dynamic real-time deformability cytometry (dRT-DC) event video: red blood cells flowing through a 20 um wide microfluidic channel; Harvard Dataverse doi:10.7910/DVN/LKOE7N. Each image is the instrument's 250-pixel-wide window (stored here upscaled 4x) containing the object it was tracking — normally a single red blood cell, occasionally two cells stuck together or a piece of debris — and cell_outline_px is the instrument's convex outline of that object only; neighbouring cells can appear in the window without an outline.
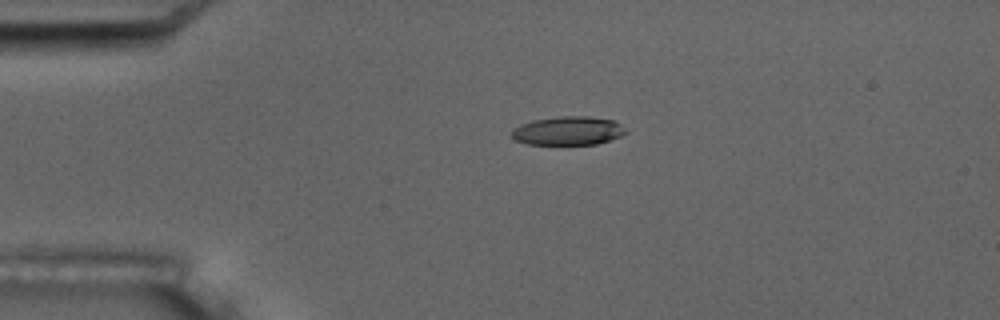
{"species": "common noctule bat (a hibernating species)", "species_latin": "Nyctalus noctula", "temperature_condition": "room temperature", "stored_images_in_passage": 5, "camera_frame_rate_fps": 3000, "um_per_image_px": 0.085, "animal": {"sex": "male", "body_mass_g": 17.5, "forearm_length_mm": 52.3}, "frame": {"image": 1, "passage_image": 4, "time_ms": 3.667, "image_size_px": [1000, 320], "cell_outline_px": [[628, 132], [620, 136], [596, 144], [528, 144], [516, 140], [508, 132], [512, 128], [520, 124], [532, 120], [560, 116], [588, 116], [616, 120]], "centroid_in_image_um": [48.26, 11.1], "position_along_channel_um": 36.7, "area_um2": 19.19}}